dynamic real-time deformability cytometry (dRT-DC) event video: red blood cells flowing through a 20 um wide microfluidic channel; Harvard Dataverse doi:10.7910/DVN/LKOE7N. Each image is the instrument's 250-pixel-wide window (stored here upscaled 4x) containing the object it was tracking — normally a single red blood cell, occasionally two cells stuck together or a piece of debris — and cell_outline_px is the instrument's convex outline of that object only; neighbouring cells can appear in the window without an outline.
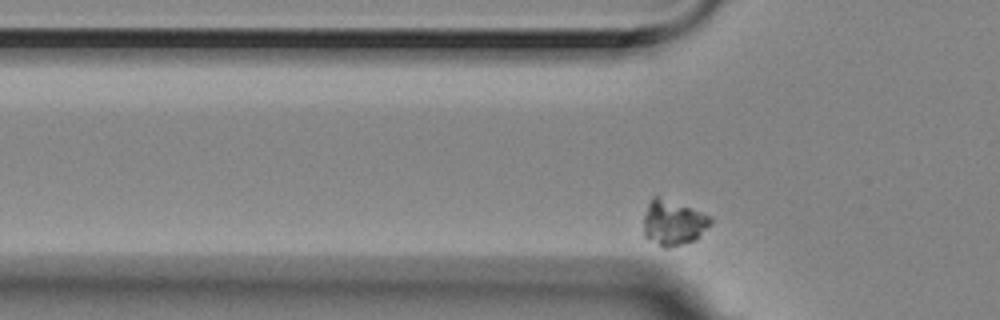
{"species": "Egyptian fruit bat (a non-hibernating species)", "species_latin": "Rousettus aegyptiacus", "temperature_condition": "room temperature", "stored_images_in_passage": 4, "segment_of_instrument_passage": [2, 2], "camera_frame_rate_fps": 3000, "um_per_image_px": 0.085, "animal": {"sex": "female"}, "frame": {"image": 1, "passage_image": 4, "time_ms": 1.0, "image_size_px": [1000, 320], "cell_outline_px": [[712, 224], [696, 240], [668, 248], [664, 248], [644, 236], [644, 216], [648, 204], [652, 196], [656, 196], [700, 212], [708, 216], [712, 220]], "centroid_in_image_um": [57.22, 18.97], "position_along_channel_um": 68.6, "area_um2": 17.28}}